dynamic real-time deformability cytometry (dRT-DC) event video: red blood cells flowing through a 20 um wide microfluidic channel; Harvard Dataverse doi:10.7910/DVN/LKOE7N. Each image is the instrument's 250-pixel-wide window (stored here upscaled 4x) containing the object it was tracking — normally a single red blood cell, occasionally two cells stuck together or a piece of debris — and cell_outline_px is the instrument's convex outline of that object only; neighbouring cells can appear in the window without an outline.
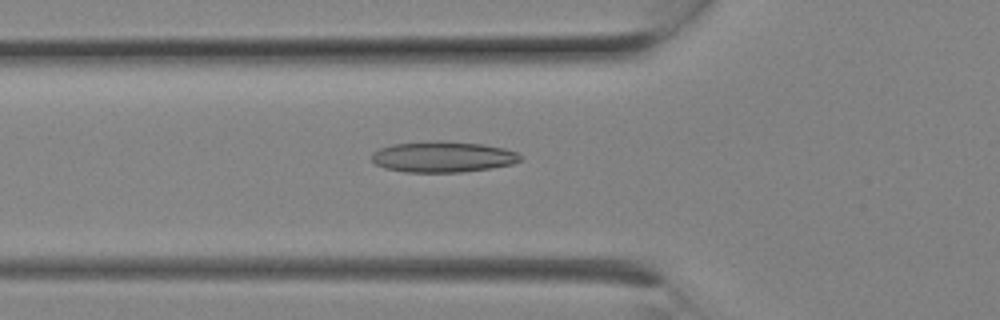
{"species": "Egyptian fruit bat (a non-hibernating species)", "species_latin": "Rousettus aegyptiacus", "temperature_condition": "room temperature", "stored_images_in_passage": 8, "camera_frame_rate_fps": 3000, "um_per_image_px": 0.085, "animal": {"sex": "female"}, "frame": {"image": 1, "passage_image": 8, "time_ms": 2.333, "image_size_px": [1000, 320], "cell_outline_px": [[520, 160], [512, 164], [488, 168], [460, 172], [404, 172], [384, 168], [376, 164], [372, 160], [372, 152], [380, 148], [392, 144], [440, 140], [484, 144], [504, 148], [516, 152], [520, 156]], "centroid_in_image_um": [37.61, 13.32], "position_along_channel_um": 88.2, "area_um2": 26.7}}